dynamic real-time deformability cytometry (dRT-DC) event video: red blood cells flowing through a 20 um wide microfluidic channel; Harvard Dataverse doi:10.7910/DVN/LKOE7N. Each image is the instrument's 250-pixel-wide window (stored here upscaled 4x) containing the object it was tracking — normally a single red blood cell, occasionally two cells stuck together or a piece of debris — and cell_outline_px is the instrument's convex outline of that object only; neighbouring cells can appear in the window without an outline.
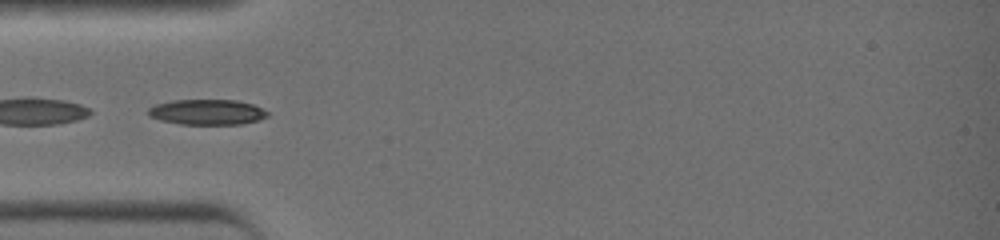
{"species": "common noctule bat (a hibernating species)", "species_latin": "Nyctalus noctula", "temperature_condition": "warm", "stored_images_in_passage": 28, "camera_frame_rate_fps": 3000, "um_per_image_px": 0.085, "animal": {"sex": "female", "body_mass_g": 19.0, "forearm_length_mm": 51.5}, "frame": {"image": 1, "passage_image": 1, "time_ms": 0.0, "image_size_px": [1000, 240], "cell_outline_px": [[268, 116], [256, 120], [240, 124], [184, 124], [164, 120], [152, 116], [148, 112], [148, 108], [156, 104], [176, 100], [236, 100], [252, 104], [268, 112]], "centroid_in_image_um": [17.63, 9.51], "position_along_channel_um": 67.4, "area_um2": 17.17}}
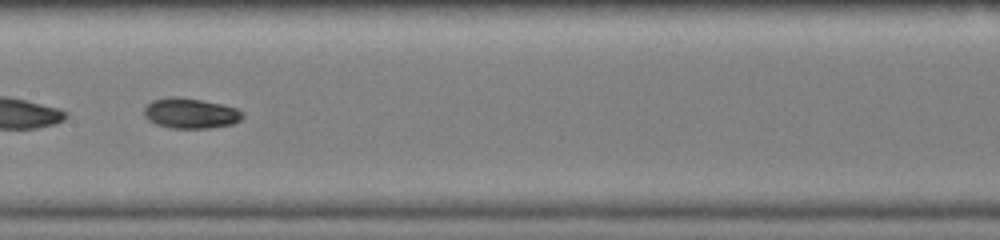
{"frame": {"image": 2, "passage_image": 9, "time_ms": 2.667, "image_size_px": [1000, 240], "cell_outline_px": [[240, 120], [232, 124], [204, 128], [172, 128], [160, 124], [152, 120], [144, 112], [144, 108], [152, 100], [172, 96], [176, 96], [200, 100], [220, 104], [236, 108], [240, 112]], "centroid_in_image_um": [16.18, 9.61], "position_along_channel_um": 191.2, "area_um2": 16.7}, "authors_computed_cell_mechanics": {"area_um2": 16.5308, "velocity_mm_per_s": 4.6397, "shape_relaxation_time_tau1_ms": 4.7374, "shape_relaxation_time_tau2_ms": 1.7104, "deformation_change_tau1": 0.2162, "deformation_change_tau2": 0.0478}}